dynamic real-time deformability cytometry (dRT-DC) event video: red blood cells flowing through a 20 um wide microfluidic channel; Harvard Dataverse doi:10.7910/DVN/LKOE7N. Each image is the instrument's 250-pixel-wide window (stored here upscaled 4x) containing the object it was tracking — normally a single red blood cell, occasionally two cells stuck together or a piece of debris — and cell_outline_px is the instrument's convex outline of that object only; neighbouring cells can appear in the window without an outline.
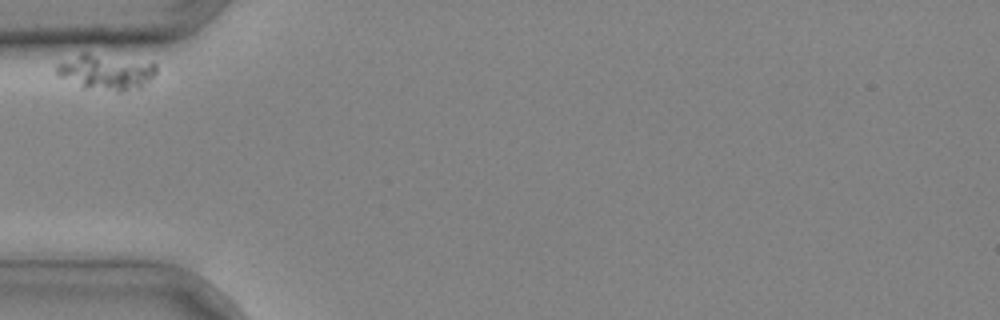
{"species": "common noctule bat (a hibernating species)", "species_latin": "Nyctalus noctula", "temperature_condition": "cold", "stored_images_in_passage": 27, "camera_frame_rate_fps": 3000, "um_per_image_px": 0.085, "animal": {"sex": "male", "body_mass_g": 20.4}, "frame": {"image": 1, "passage_image": 1, "time_ms": 0.0, "image_size_px": [1000, 320], "cell_outline_px": [[156, 72], [140, 88], [124, 92], [120, 92], [84, 88], [60, 76], [56, 72], [56, 64], [80, 52], [88, 52], [152, 60], [156, 64]], "centroid_in_image_um": [9.05, 6.08], "position_along_channel_um": 75.9, "area_um2": 21.33}}
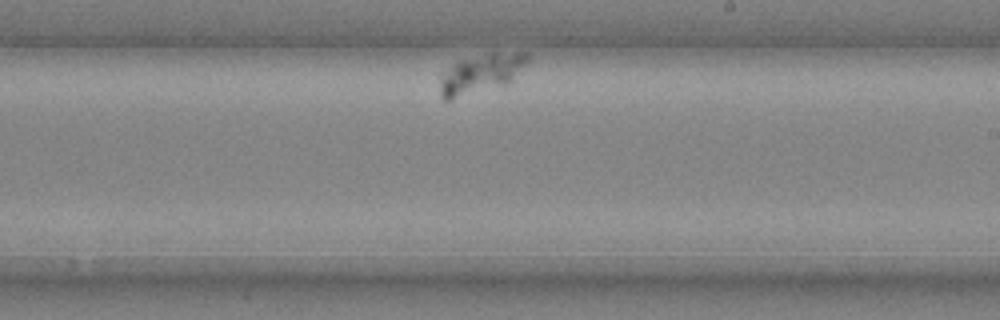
{"frame": {"image": 2, "passage_image": 17, "time_ms": 5.333, "image_size_px": [1000, 320], "cell_outline_px": [[528, 60], [512, 80], [508, 84], [448, 100], [444, 100], [440, 92], [440, 76], [452, 64], [460, 60], [488, 52], [524, 52], [528, 56]], "centroid_in_image_um": [40.87, 6.24], "position_along_channel_um": 248.1, "area_um2": 19.94}}
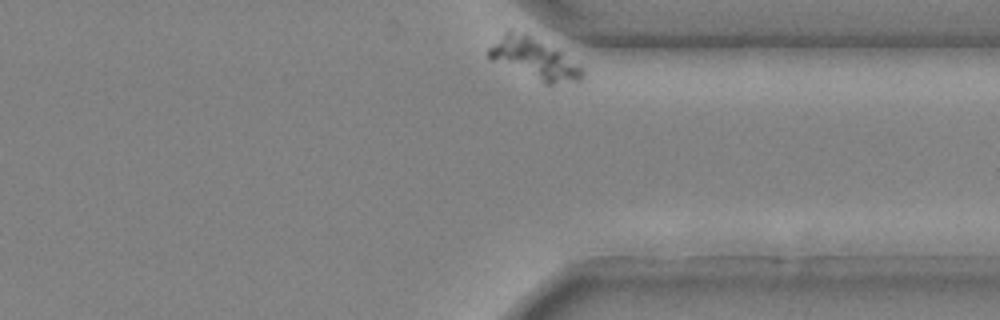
{"frame": {"image": 3, "passage_image": 27, "time_ms": 8.667, "image_size_px": [1000, 320], "cell_outline_px": [[584, 76], [580, 80], [552, 84], [544, 84], [488, 60], [488, 48], [508, 28], [524, 32], [560, 52], [580, 68], [584, 72]], "centroid_in_image_um": [45.29, 4.99], "position_along_channel_um": 366.1, "area_um2": 22.25}}